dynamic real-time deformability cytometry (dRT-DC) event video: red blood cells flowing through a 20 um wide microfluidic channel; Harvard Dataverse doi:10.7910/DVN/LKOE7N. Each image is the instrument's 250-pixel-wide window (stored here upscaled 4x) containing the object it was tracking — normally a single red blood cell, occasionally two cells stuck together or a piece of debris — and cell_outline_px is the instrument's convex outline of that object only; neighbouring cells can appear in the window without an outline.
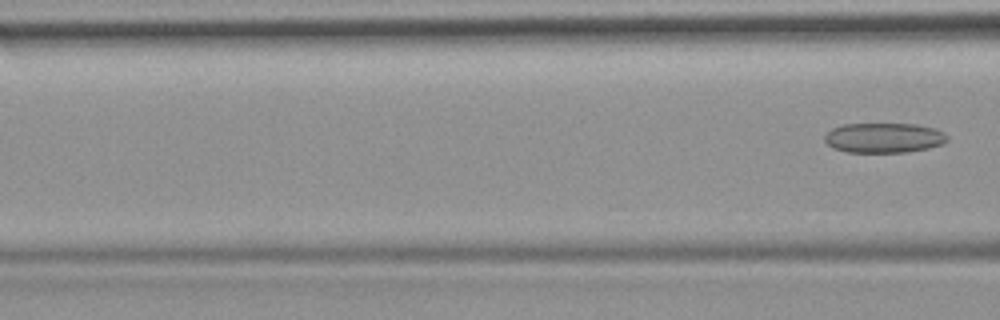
{"species": "common noctule bat (a hibernating species)", "species_latin": "Nyctalus noctula", "temperature_condition": "room temperature", "stored_images_in_passage": 7, "segment_of_instrument_passage": [2, 2], "camera_frame_rate_fps": 3000, "um_per_image_px": 0.085, "animal": {"sex": "female", "body_mass_g": 19.9}, "frame": {"image": 1, "passage_image": 7, "time_ms": 8.0, "image_size_px": [1000, 320], "cell_outline_px": [[948, 140], [944, 144], [928, 148], [908, 152], [848, 152], [832, 148], [824, 140], [824, 136], [832, 128], [844, 124], [916, 124], [936, 128], [944, 132], [948, 136]], "centroid_in_image_um": [75.16, 11.71], "position_along_channel_um": 91.4, "area_um2": 21.56}}